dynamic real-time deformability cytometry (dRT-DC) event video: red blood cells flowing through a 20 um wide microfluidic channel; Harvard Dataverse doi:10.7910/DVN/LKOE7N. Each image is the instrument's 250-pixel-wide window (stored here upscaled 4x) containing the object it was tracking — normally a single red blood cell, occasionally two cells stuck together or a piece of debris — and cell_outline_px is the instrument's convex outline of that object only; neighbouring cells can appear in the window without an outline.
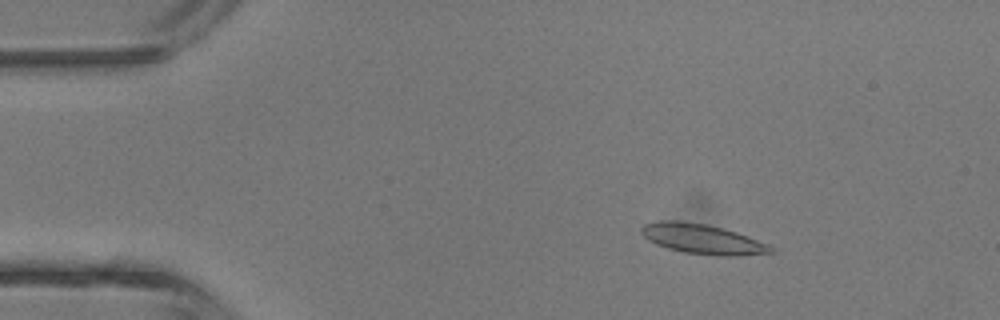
{"species": "common noctule bat (a hibernating species)", "species_latin": "Nyctalus noctula", "temperature_condition": "room temperature", "stored_images_in_passage": 3, "camera_frame_rate_fps": 3000, "um_per_image_px": 0.085, "animal": {"sex": "male", "body_mass_g": 13.3}, "frame": {"image": 1, "passage_image": 2, "time_ms": 1.333, "image_size_px": [1000, 320], "cell_outline_px": [[776, 252], [740, 256], [716, 256], [684, 252], [668, 248], [656, 244], [648, 240], [640, 232], [640, 228], [644, 224], [660, 220], [676, 220], [704, 224], [724, 228], [748, 236], [768, 244], [776, 248]], "centroid_in_image_um": [59.73, 20.32], "position_along_channel_um": 25.3, "area_um2": 22.72}}